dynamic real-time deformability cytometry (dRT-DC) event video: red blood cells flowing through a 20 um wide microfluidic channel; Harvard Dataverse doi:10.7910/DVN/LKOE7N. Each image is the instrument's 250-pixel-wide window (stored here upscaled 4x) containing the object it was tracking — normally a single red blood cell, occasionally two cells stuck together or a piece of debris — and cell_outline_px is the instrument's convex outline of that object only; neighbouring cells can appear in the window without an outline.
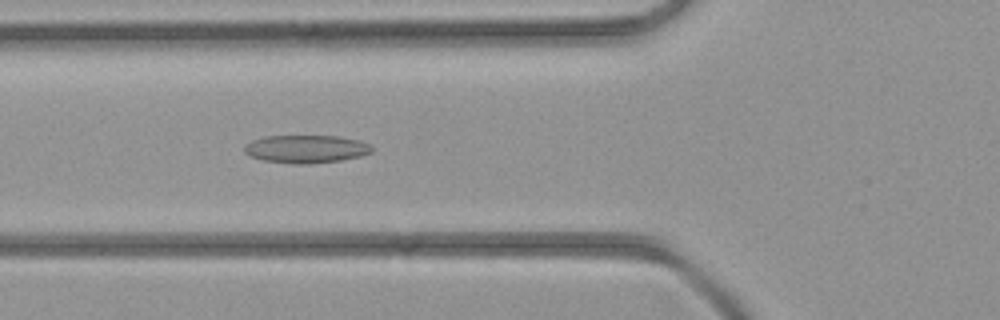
{"species": "common noctule bat (a hibernating species)", "species_latin": "Nyctalus noctula", "temperature_condition": "room temperature", "stored_images_in_passage": 44, "camera_frame_rate_fps": 3000, "um_per_image_px": 0.085, "animal": {"sex": "female", "body_mass_g": 21.9}, "frame": {"image": 1, "passage_image": 16, "time_ms": 5.0, "image_size_px": [1000, 320], "cell_outline_px": [[372, 152], [360, 156], [340, 160], [308, 164], [292, 164], [264, 160], [252, 156], [244, 152], [244, 144], [252, 140], [264, 136], [340, 136], [360, 140], [372, 144]], "centroid_in_image_um": [26.03, 12.65], "position_along_channel_um": 99.8, "area_um2": 20.87}}
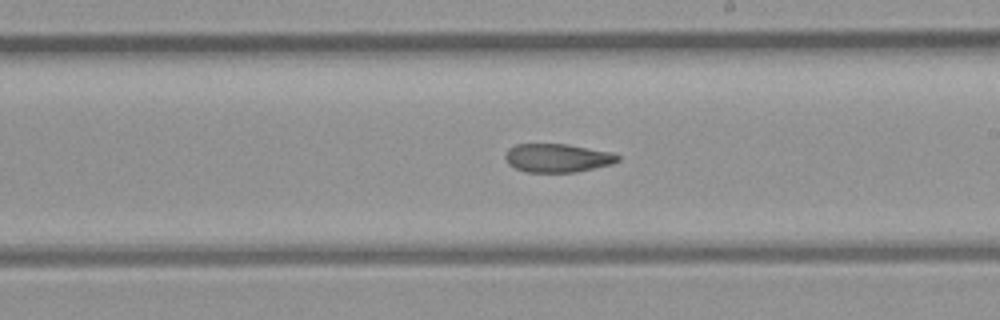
{"frame": {"image": 2, "passage_image": 25, "time_ms": 8.0, "image_size_px": [1000, 320], "cell_outline_px": [[620, 160], [612, 164], [576, 172], [524, 172], [508, 164], [504, 156], [504, 152], [508, 148], [516, 144], [568, 144], [612, 152], [620, 156]], "centroid_in_image_um": [47.37, 13.42], "position_along_channel_um": 241.6, "area_um2": 18.9}}
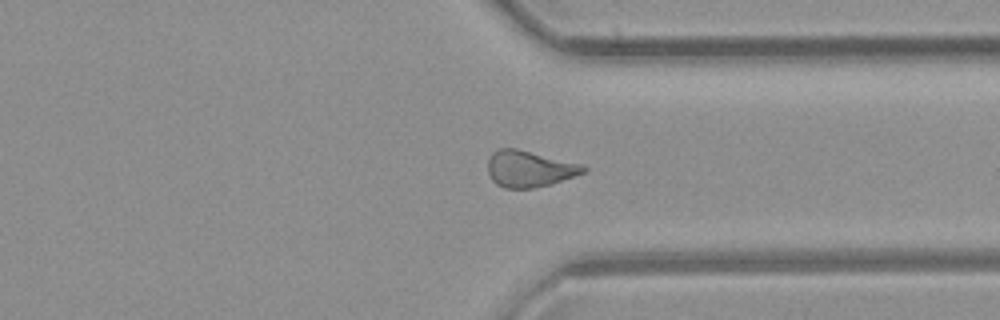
{"frame": {"image": 3, "passage_image": 33, "time_ms": 10.667, "image_size_px": [1000, 320], "cell_outline_px": [[588, 168], [584, 172], [552, 184], [532, 188], [504, 188], [496, 184], [492, 180], [488, 172], [488, 160], [492, 152], [500, 148], [516, 148], [584, 164]], "centroid_in_image_um": [45.0, 14.34], "position_along_channel_um": 366.4, "area_um2": 20.35}}